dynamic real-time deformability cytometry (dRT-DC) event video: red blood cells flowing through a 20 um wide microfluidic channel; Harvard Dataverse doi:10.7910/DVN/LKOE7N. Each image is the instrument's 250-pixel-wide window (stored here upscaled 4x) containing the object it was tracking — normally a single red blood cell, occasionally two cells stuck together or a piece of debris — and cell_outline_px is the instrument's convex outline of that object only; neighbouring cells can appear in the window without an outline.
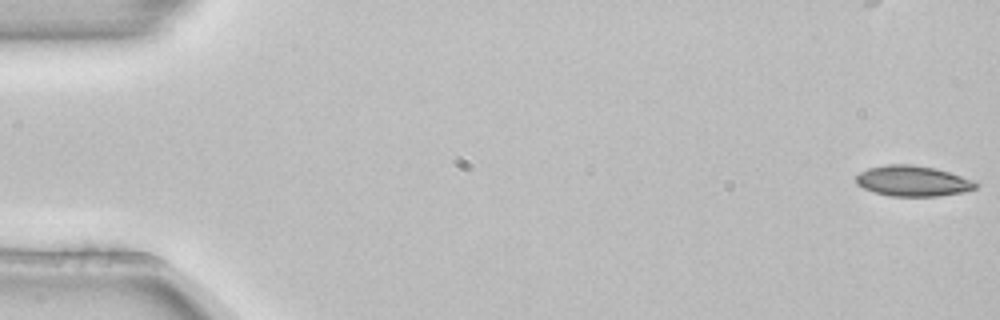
{"species": "common noctule bat (a hibernating species)", "species_latin": "Nyctalus noctula", "temperature_condition": "room temperature", "stored_images_in_passage": 9, "camera_frame_rate_fps": 3000, "um_per_image_px": 0.085, "animal": {"sex": "female", "body_mass_g": 22.7, "forearm_length_mm": 54.2}, "frame": {"image": 1, "passage_image": 1, "time_ms": 0.0, "image_size_px": [1000, 320], "cell_outline_px": [[980, 184], [976, 188], [964, 192], [936, 196], [892, 196], [876, 192], [864, 188], [856, 184], [856, 176], [860, 172], [868, 168], [888, 164], [908, 164], [936, 168], [976, 180]], "centroid_in_image_um": [77.63, 15.38], "position_along_channel_um": 7.4, "area_um2": 21.39}}
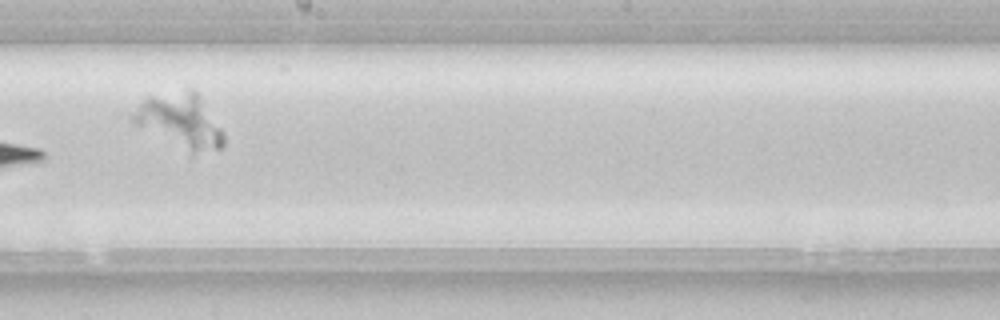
{"frame": {"image": 2, "passage_image": 9, "time_ms": 2.667, "image_size_px": [1000, 320], "cell_outline_px": [[224, 144], [220, 148], [192, 148], [136, 124], [128, 116], [148, 96], [192, 88], [200, 96], [220, 128], [224, 136]], "centroid_in_image_um": [15.3, 10.11], "position_along_channel_um": 232.9, "area_um2": 26.24}}